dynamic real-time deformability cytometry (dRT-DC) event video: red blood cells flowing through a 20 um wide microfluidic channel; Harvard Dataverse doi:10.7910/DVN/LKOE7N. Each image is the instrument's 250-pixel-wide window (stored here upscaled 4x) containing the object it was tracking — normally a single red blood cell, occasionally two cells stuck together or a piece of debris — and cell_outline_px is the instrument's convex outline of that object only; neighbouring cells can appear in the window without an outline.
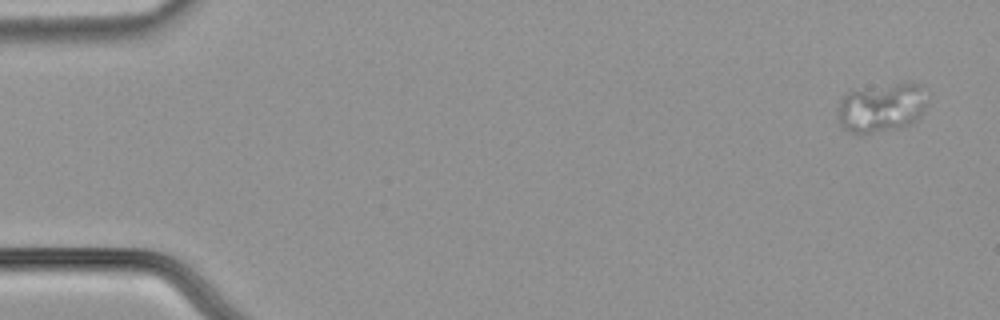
{"species": "common noctule bat (a hibernating species)", "species_latin": "Nyctalus noctula", "temperature_condition": "cold", "stored_images_in_passage": 11, "camera_frame_rate_fps": 3000, "um_per_image_px": 0.085, "animal": {"sex": "male", "body_mass_g": 21.5, "forearm_length_mm": 52.0}, "frame": {"image": 1, "passage_image": 1, "time_ms": 0.0, "image_size_px": [1000, 320], "cell_outline_px": [[924, 108], [920, 116], [912, 124], [896, 128], [860, 136], [848, 132], [840, 124], [836, 108], [840, 100], [848, 92], [908, 80], [920, 84], [924, 104]], "centroid_in_image_um": [74.87, 9.17], "position_along_channel_um": 10.1, "area_um2": 25.78}}